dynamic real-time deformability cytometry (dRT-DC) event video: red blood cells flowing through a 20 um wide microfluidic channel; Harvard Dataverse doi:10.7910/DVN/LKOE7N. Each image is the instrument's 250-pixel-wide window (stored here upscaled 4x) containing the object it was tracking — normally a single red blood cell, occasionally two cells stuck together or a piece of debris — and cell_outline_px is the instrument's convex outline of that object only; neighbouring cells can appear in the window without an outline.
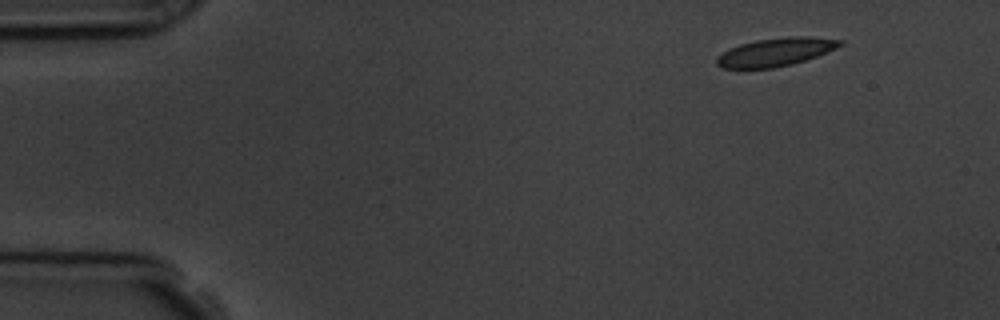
{"species": "common noctule bat (a hibernating species)", "species_latin": "Nyctalus noctula", "temperature_condition": "room temperature", "stored_images_in_passage": 4, "segment_of_instrument_passage": [1, 2], "camera_frame_rate_fps": 3000, "um_per_image_px": 0.085, "animal": {"sex": "male", "body_mass_g": 19.5, "forearm_length_mm": 54.6}, "frame": {"image": 1, "passage_image": 1, "time_ms": 0.0, "image_size_px": [1000, 320], "cell_outline_px": [[844, 44], [836, 48], [816, 56], [792, 64], [772, 68], [720, 68], [716, 64], [716, 56], [740, 44], [756, 40], [788, 36], [808, 36], [844, 40]], "centroid_in_image_um": [65.94, 4.41], "position_along_channel_um": 19.1, "area_um2": 20.17}}